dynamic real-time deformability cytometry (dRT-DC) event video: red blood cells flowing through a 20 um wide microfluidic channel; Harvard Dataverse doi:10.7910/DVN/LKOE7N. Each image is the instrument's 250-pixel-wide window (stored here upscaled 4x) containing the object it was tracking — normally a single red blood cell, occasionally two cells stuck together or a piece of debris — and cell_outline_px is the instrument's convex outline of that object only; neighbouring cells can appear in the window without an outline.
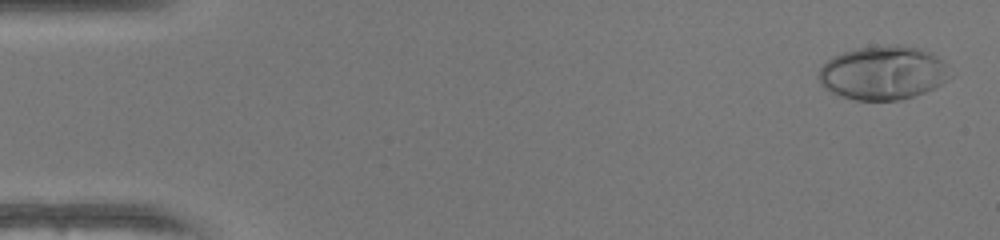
{"species": "human", "species_latin": "Homo sapiens", "temperature_condition": "warm", "stored_images_in_passage": 43, "camera_frame_rate_fps": 3000, "um_per_image_px": 0.085, "donor": {"sex": "female"}, "frame": {"image": 1, "passage_image": 2, "time_ms": 0.333, "image_size_px": [1000, 240], "cell_outline_px": [[952, 76], [940, 84], [924, 92], [900, 100], [856, 100], [832, 92], [824, 88], [820, 84], [816, 76], [820, 68], [832, 56], [856, 48], [892, 44], [900, 44], [916, 48], [928, 52], [936, 56], [944, 64]], "centroid_in_image_um": [75.01, 6.19], "position_along_channel_um": 10.0, "area_um2": 40.92}}
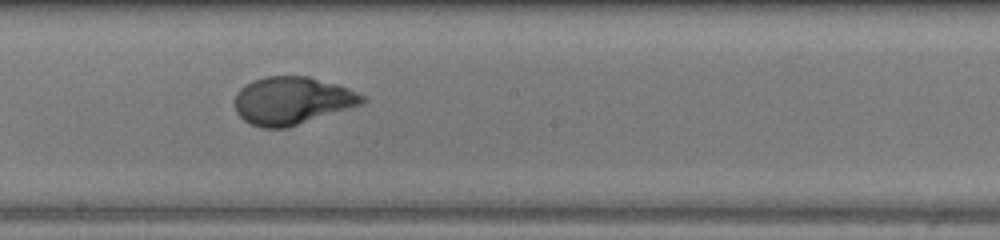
{"frame": {"image": 2, "passage_image": 28, "time_ms": 9.0, "image_size_px": [1000, 240], "cell_outline_px": [[368, 100], [364, 104], [284, 128], [264, 128], [252, 124], [244, 120], [236, 112], [236, 92], [244, 84], [252, 80], [264, 76], [308, 76], [336, 84], [348, 88], [364, 96]], "centroid_in_image_um": [24.83, 8.54], "position_along_channel_um": 223.4, "area_um2": 35.32}}
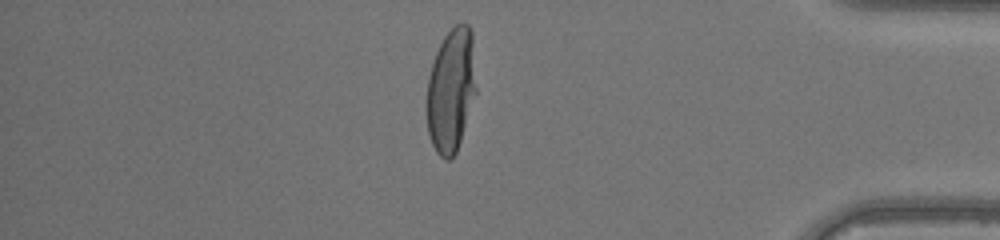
{"frame": {"image": 3, "passage_image": 43, "time_ms": 14.0, "image_size_px": [1000, 240], "cell_outline_px": [[476, 92], [456, 152], [448, 160], [444, 160], [436, 152], [432, 144], [428, 132], [428, 76], [436, 52], [444, 36], [456, 24], [468, 24], [472, 32], [476, 88]], "centroid_in_image_um": [38.35, 7.65], "position_along_channel_um": 396.9, "area_um2": 35.08}, "authors_computed_cell_mechanics": {"area_um2": 35.7204, "velocity_mm_per_s": 4.147, "shape_relaxation_time_tau1_ms": 5.2827, "shape_relaxation_time_tau2_ms": null, "deformation_change_tau1": 0.2958, "deformation_change_tau2": null}}